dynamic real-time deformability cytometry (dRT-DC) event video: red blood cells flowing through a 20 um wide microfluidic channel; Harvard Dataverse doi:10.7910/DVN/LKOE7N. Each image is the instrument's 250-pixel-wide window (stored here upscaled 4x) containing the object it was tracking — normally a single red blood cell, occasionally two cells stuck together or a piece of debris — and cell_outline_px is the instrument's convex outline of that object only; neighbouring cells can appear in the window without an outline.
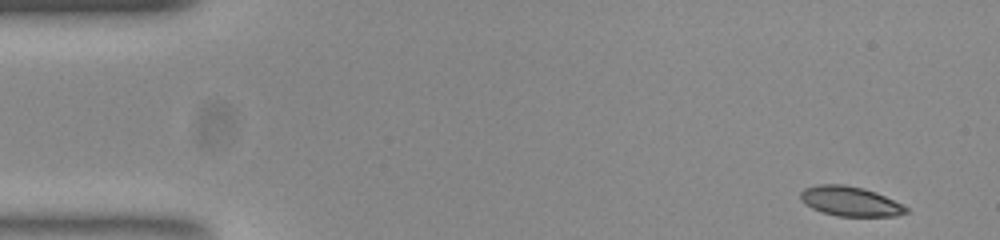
{"species": "common noctule bat (a hibernating species)", "species_latin": "Nyctalus noctula", "temperature_condition": "room temperature", "stored_images_in_passage": 52, "segment_of_instrument_passage": [1, 2], "camera_frame_rate_fps": 3000, "um_per_image_px": 0.085, "animal": {"sex": "female", "body_mass_g": 23.0, "forearm_length_mm": 53.4}, "frame": {"image": 1, "passage_image": 1, "time_ms": 0.0, "image_size_px": [1000, 240], "cell_outline_px": [[908, 212], [896, 216], [836, 216], [812, 208], [804, 204], [800, 200], [800, 192], [804, 188], [816, 184], [844, 184], [864, 188], [876, 192], [904, 204], [908, 208]], "centroid_in_image_um": [72.27, 17.1], "position_along_channel_um": 12.7, "area_um2": 18.5}}
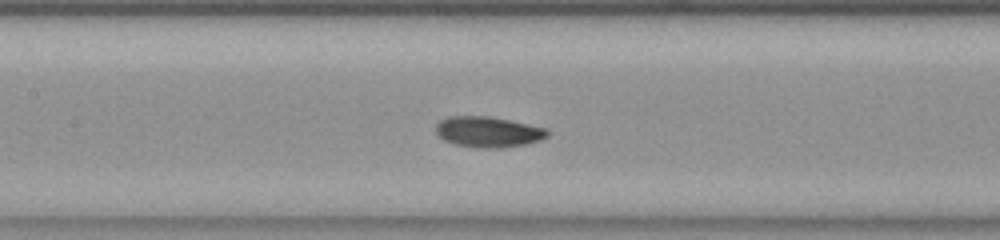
{"frame": {"image": 2, "passage_image": 22, "time_ms": 7.0, "image_size_px": [1000, 240], "cell_outline_px": [[548, 136], [540, 140], [524, 144], [496, 148], [476, 148], [456, 144], [444, 140], [436, 132], [436, 124], [440, 120], [448, 116], [488, 116], [548, 128]], "centroid_in_image_um": [41.48, 11.2], "position_along_channel_um": 165.9, "area_um2": 19.83}}
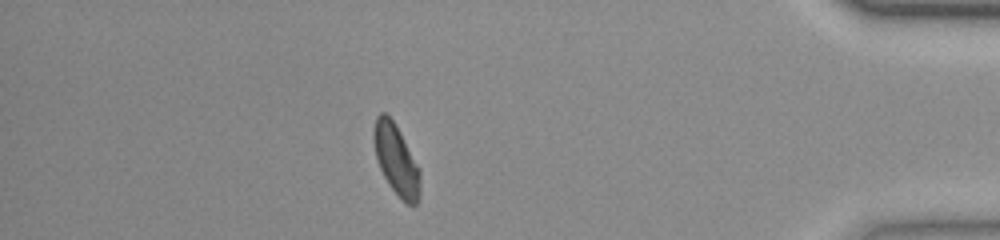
{"frame": {"image": 3, "passage_image": 44, "time_ms": 14.333, "image_size_px": [1000, 240], "cell_outline_px": [[420, 196], [416, 204], [408, 204], [392, 188], [384, 176], [380, 168], [376, 156], [372, 132], [376, 116], [380, 112], [384, 112], [392, 120], [420, 168]], "centroid_in_image_um": [33.67, 13.56], "position_along_channel_um": 401.5, "area_um2": 18.61}}